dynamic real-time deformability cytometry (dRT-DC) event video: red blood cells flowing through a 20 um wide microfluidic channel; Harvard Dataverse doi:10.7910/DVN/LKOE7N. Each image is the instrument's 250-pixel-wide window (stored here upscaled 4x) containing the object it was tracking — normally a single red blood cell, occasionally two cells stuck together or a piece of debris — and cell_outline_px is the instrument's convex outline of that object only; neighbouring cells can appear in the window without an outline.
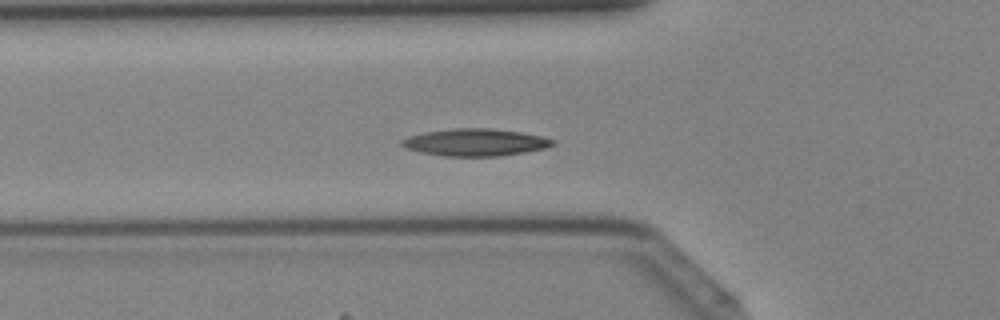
{"species": "Egyptian fruit bat (a non-hibernating species)", "species_latin": "Rousettus aegyptiacus", "temperature_condition": "cold", "stored_images_in_passage": 43, "camera_frame_rate_fps": 3000, "um_per_image_px": 0.085, "animal": {"sex": "female"}, "frame": {"image": 1, "passage_image": 15, "time_ms": 4.667, "image_size_px": [1000, 320], "cell_outline_px": [[552, 144], [544, 148], [524, 152], [500, 156], [444, 156], [420, 152], [404, 148], [400, 144], [400, 140], [408, 136], [424, 132], [452, 128], [492, 128], [520, 132], [540, 136], [552, 140]], "centroid_in_image_um": [40.3, 12.09], "position_along_channel_um": 85.5, "area_um2": 23.81}}
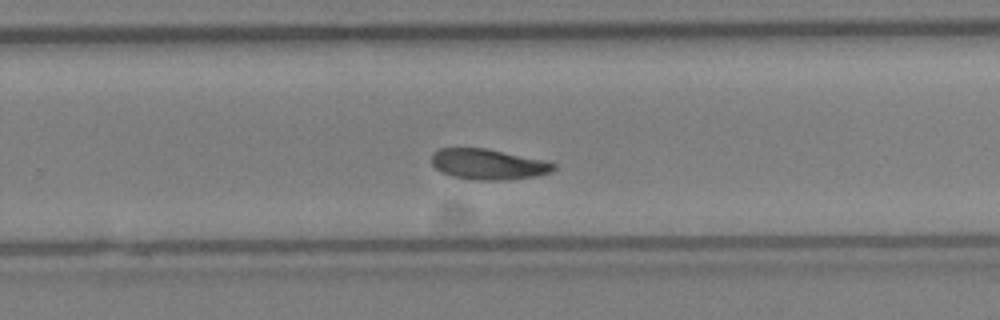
{"frame": {"image": 2, "passage_image": 28, "time_ms": 9.0, "image_size_px": [1000, 320], "cell_outline_px": [[556, 168], [552, 172], [536, 176], [508, 180], [476, 180], [452, 176], [440, 172], [432, 164], [432, 152], [440, 148], [488, 148], [544, 160], [556, 164]], "centroid_in_image_um": [41.5, 13.96], "position_along_channel_um": 288.3, "area_um2": 21.96}}
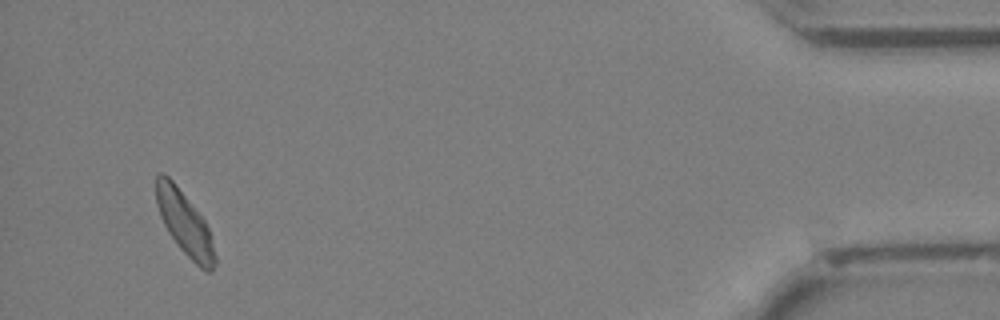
{"frame": {"image": 3, "passage_image": 41, "time_ms": 13.333, "image_size_px": [1000, 320], "cell_outline_px": [[216, 264], [212, 272], [208, 272], [200, 268], [180, 248], [168, 232], [160, 216], [156, 204], [156, 176], [160, 172], [164, 172], [172, 180], [204, 220], [208, 228], [216, 256]], "centroid_in_image_um": [15.69, 19.0], "position_along_channel_um": 419.5, "area_um2": 21.44}}